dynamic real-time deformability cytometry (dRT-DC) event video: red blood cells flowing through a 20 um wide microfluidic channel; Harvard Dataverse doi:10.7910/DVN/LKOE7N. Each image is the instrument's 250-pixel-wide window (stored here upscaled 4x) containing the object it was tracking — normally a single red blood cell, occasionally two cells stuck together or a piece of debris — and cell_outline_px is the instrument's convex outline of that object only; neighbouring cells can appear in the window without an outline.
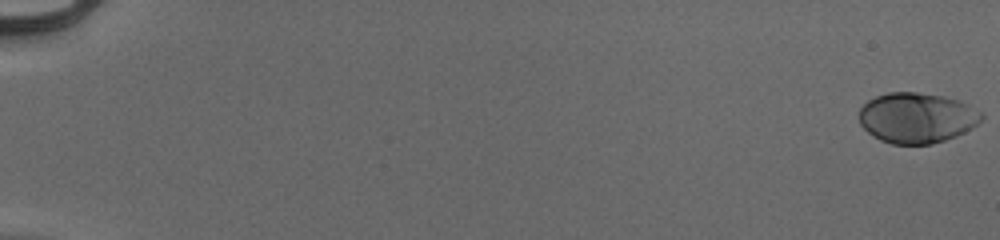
{"species": "human", "species_latin": "Homo sapiens", "temperature_condition": "cold", "stored_images_in_passage": 55, "camera_frame_rate_fps": 3000, "um_per_image_px": 0.085, "donor": {"sex": "male"}, "frame": {"image": 1, "passage_image": 1, "time_ms": 0.0, "image_size_px": [1000, 240], "cell_outline_px": [[984, 116], [972, 128], [956, 136], [932, 144], [892, 144], [880, 140], [872, 136], [860, 124], [860, 108], [868, 100], [876, 96], [888, 92], [916, 92], [944, 96], [968, 104], [980, 112]], "centroid_in_image_um": [77.91, 10.02], "position_along_channel_um": 7.1, "area_um2": 35.84}}
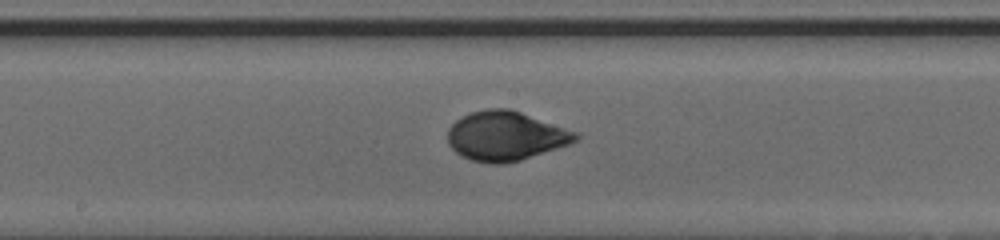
{"frame": {"image": 2, "passage_image": 32, "time_ms": 10.333, "image_size_px": [1000, 240], "cell_outline_px": [[580, 136], [576, 140], [568, 144], [520, 160], [500, 164], [488, 164], [472, 160], [456, 152], [448, 144], [448, 128], [456, 120], [472, 112], [488, 108], [508, 108], [580, 132]], "centroid_in_image_um": [42.98, 11.55], "position_along_channel_um": 205.2, "area_um2": 36.53}}
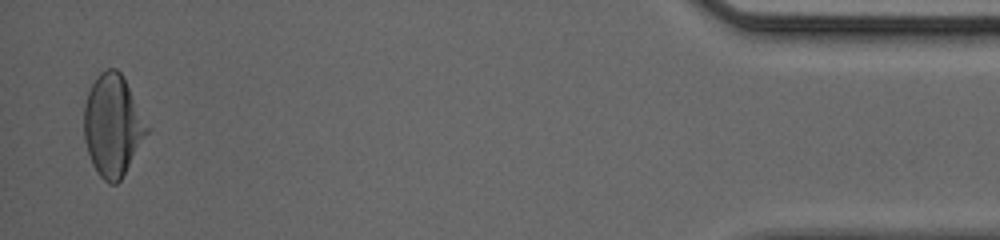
{"frame": {"image": 3, "passage_image": 54, "time_ms": 17.667, "image_size_px": [1000, 240], "cell_outline_px": [[148, 132], [120, 180], [116, 184], [108, 184], [100, 176], [92, 164], [84, 140], [84, 104], [88, 92], [92, 84], [100, 72], [108, 68], [116, 68], [124, 76], [148, 128]], "centroid_in_image_um": [9.55, 10.65], "position_along_channel_um": 425.7, "area_um2": 36.76}, "authors_computed_cell_mechanics": {"area_um2": 35.7204, "velocity_mm_per_s": 3.9843, "shape_relaxation_time_tau1_ms": 3.8184, "shape_relaxation_time_tau2_ms": null, "deformation_change_tau1": 0.1761, "deformation_change_tau2": null}}